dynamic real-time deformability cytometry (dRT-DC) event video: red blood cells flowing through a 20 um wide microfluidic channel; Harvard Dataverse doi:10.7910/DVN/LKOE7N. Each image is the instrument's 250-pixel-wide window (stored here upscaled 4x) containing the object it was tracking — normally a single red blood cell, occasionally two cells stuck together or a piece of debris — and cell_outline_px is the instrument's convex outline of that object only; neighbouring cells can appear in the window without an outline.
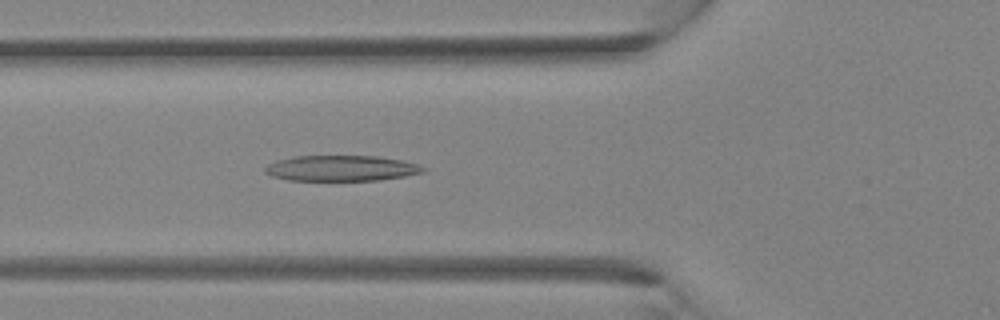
{"species": "Egyptian fruit bat (a non-hibernating species)", "species_latin": "Rousettus aegyptiacus", "temperature_condition": "room temperature", "stored_images_in_passage": 26, "camera_frame_rate_fps": 3000, "um_per_image_px": 0.085, "animal": {"sex": "female"}, "frame": {"image": 1, "passage_image": 4, "time_ms": 1.0, "image_size_px": [1000, 320], "cell_outline_px": [[428, 168], [424, 172], [404, 176], [380, 180], [288, 180], [272, 176], [264, 172], [264, 168], [268, 164], [276, 160], [292, 156], [376, 156], [400, 160], [416, 164]], "centroid_in_image_um": [28.98, 14.3], "position_along_channel_um": 96.8, "area_um2": 23.58}}
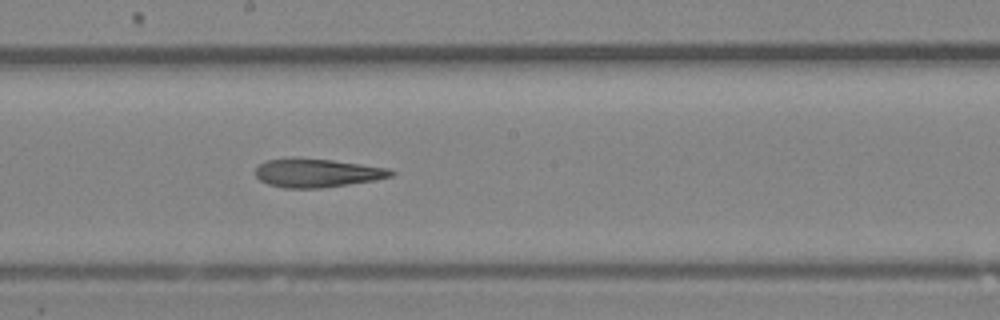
{"frame": {"image": 2, "passage_image": 11, "time_ms": 3.333, "image_size_px": [1000, 320], "cell_outline_px": [[396, 172], [392, 176], [372, 180], [348, 184], [320, 188], [284, 188], [268, 184], [260, 180], [256, 176], [256, 168], [260, 164], [268, 160], [332, 160], [388, 168]], "centroid_in_image_um": [26.98, 14.73], "position_along_channel_um": 221.2, "area_um2": 21.68}}
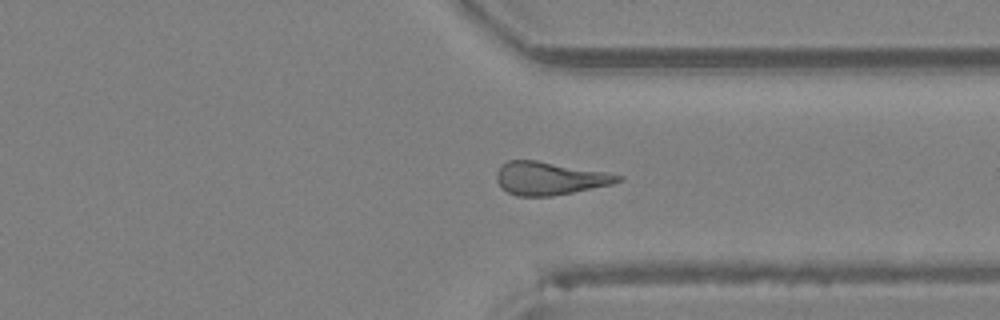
{"frame": {"image": 3, "passage_image": 19, "time_ms": 6.0, "image_size_px": [1000, 320], "cell_outline_px": [[624, 176], [620, 180], [612, 184], [552, 196], [516, 196], [500, 188], [496, 180], [496, 172], [508, 160], [536, 160], [604, 172]], "centroid_in_image_um": [46.66, 15.17], "position_along_channel_um": 364.7, "area_um2": 23.06}}